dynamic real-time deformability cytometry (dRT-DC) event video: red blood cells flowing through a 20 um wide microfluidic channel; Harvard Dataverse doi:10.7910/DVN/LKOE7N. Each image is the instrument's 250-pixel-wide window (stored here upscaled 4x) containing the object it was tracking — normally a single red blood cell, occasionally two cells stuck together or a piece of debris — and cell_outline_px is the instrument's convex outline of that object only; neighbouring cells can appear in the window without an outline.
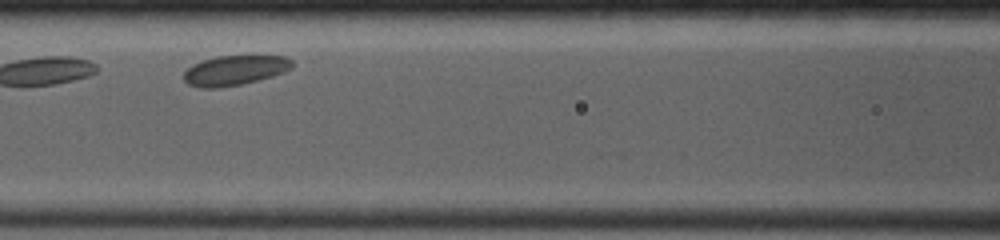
{"species": "common noctule bat (a hibernating species)", "species_latin": "Nyctalus noctula", "temperature_condition": "room temperature", "stored_images_in_passage": 26, "camera_frame_rate_fps": 4000, "um_per_image_px": 0.085, "animal": {"sex": "female", "body_mass_g": 19.0, "forearm_length_mm": 53.3}, "frame": {"image": 1, "passage_image": 8, "time_ms": 2.5, "image_size_px": [1000, 240], "cell_outline_px": [[292, 68], [284, 72], [272, 76], [240, 84], [216, 88], [200, 88], [188, 84], [184, 80], [184, 72], [192, 64], [216, 56], [284, 56], [292, 60]], "centroid_in_image_um": [19.94, 5.98], "position_along_channel_um": 146.7, "area_um2": 18.67}}
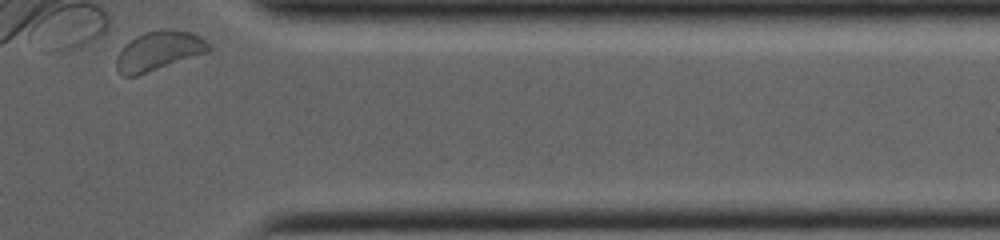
{"frame": {"image": 2, "passage_image": 26, "time_ms": 9.25, "image_size_px": [1000, 240], "cell_outline_px": [[208, 52], [136, 76], [124, 76], [116, 68], [116, 60], [120, 52], [136, 36], [144, 32], [160, 28], [172, 28], [192, 32], [200, 36], [208, 44]], "centroid_in_image_um": [13.51, 4.3], "position_along_channel_um": 397.9, "area_um2": 20.87}}